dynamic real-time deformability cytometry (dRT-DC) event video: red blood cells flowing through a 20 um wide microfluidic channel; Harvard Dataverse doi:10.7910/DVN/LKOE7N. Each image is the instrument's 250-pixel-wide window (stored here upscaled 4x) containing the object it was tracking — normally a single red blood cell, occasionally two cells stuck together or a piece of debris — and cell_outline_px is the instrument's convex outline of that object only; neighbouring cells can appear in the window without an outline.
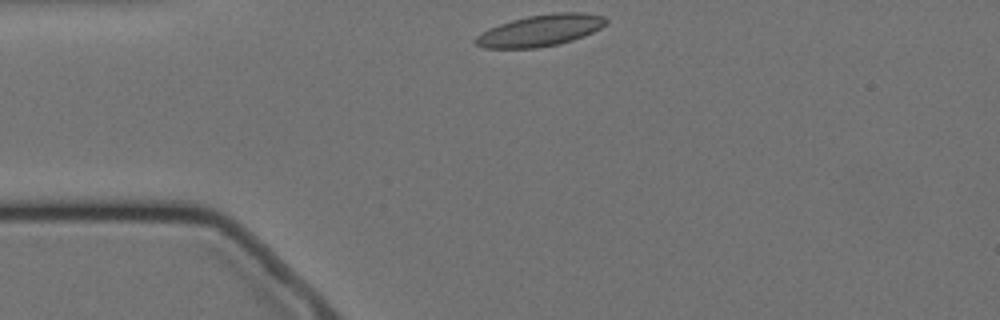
{"species": "Egyptian fruit bat (a non-hibernating species)", "species_latin": "Rousettus aegyptiacus", "temperature_condition": "cold", "stored_images_in_passage": 46, "camera_frame_rate_fps": 3000, "um_per_image_px": 0.085, "animal": {"sex": "female"}, "frame": {"image": 1, "passage_image": 1, "time_ms": 0.0, "image_size_px": [1000, 320], "cell_outline_px": [[608, 20], [600, 28], [584, 36], [560, 44], [536, 48], [484, 48], [476, 44], [472, 40], [476, 36], [488, 28], [512, 20], [528, 16], [556, 12], [584, 12], [604, 16]], "centroid_in_image_um": [45.92, 2.59], "position_along_channel_um": 39.1, "area_um2": 23.99}}
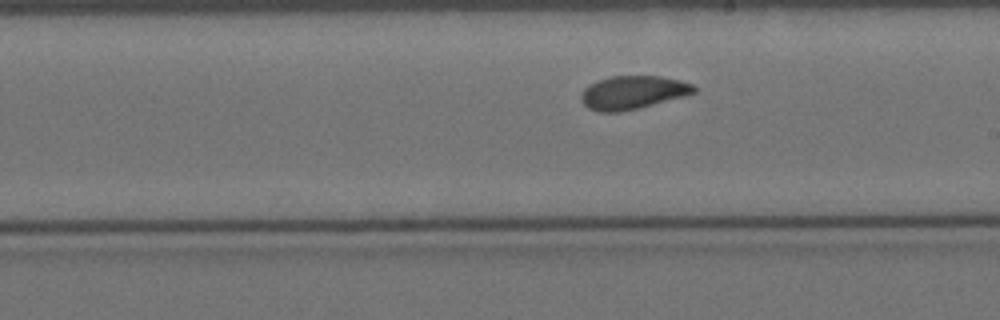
{"frame": {"image": 2, "passage_image": 20, "time_ms": 6.333, "image_size_px": [1000, 320], "cell_outline_px": [[696, 92], [684, 96], [640, 108], [620, 112], [596, 112], [588, 108], [580, 100], [580, 92], [588, 84], [612, 76], [660, 76], [680, 80], [696, 84]], "centroid_in_image_um": [53.78, 7.87], "position_along_channel_um": 235.2, "area_um2": 22.2}}
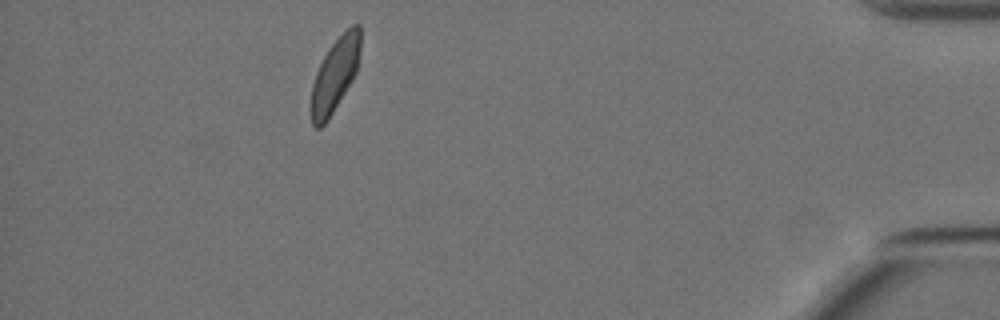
{"frame": {"image": 3, "passage_image": 40, "time_ms": 13.0, "image_size_px": [1000, 320], "cell_outline_px": [[360, 52], [356, 72], [352, 80], [328, 120], [320, 128], [316, 128], [312, 124], [312, 84], [316, 72], [328, 48], [352, 24], [360, 24]], "centroid_in_image_um": [28.48, 6.35], "position_along_channel_um": 406.7, "area_um2": 20.75}, "authors_computed_cell_mechanics": {"area_um2": 21.9929, "velocity_mm_per_s": 3.4528, "shape_relaxation_time_tau1_ms": 4.541, "shape_relaxation_time_tau2_ms": 2.0384, "deformation_change_tau1": 0.1076, "deformation_change_tau2": 0.0673}}